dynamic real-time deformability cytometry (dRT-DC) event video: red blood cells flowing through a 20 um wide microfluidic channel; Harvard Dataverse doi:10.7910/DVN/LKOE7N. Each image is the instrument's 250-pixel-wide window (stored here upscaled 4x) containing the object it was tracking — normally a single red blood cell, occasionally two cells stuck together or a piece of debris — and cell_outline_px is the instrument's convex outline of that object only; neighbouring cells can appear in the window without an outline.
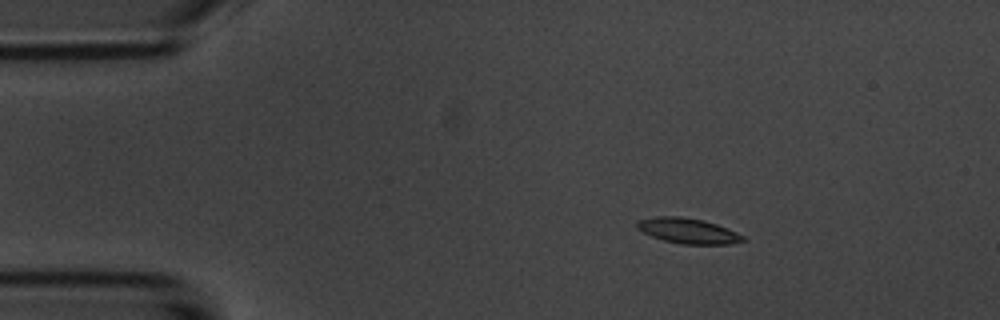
{"species": "common noctule bat (a hibernating species)", "species_latin": "Nyctalus noctula", "temperature_condition": "room temperature", "stored_images_in_passage": 3, "camera_frame_rate_fps": 3000, "um_per_image_px": 0.085, "animal": {"sex": "male", "body_mass_g": 20.1, "forearm_length_mm": 53.5}, "frame": {"image": 1, "passage_image": 1, "time_ms": 0.0, "image_size_px": [1000, 320], "cell_outline_px": [[748, 240], [728, 244], [680, 244], [664, 240], [652, 236], [636, 228], [636, 220], [656, 216], [680, 216], [704, 220], [728, 228], [744, 236]], "centroid_in_image_um": [58.48, 19.61], "position_along_channel_um": 26.5, "area_um2": 15.72}}
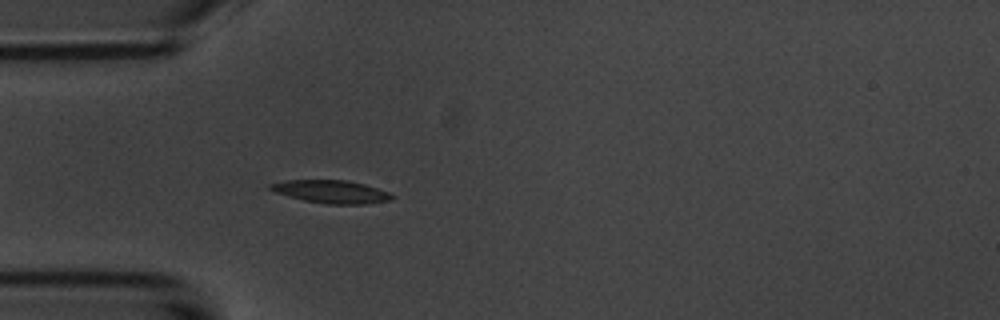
{"frame": {"image": 2, "passage_image": 3, "time_ms": 2.333, "image_size_px": [1000, 320], "cell_outline_px": [[396, 196], [392, 200], [364, 204], [324, 204], [304, 200], [276, 192], [268, 188], [268, 184], [284, 180], [348, 180], [364, 184], [388, 192]], "centroid_in_image_um": [28.17, 16.29], "position_along_channel_um": 56.8, "area_um2": 16.24}}